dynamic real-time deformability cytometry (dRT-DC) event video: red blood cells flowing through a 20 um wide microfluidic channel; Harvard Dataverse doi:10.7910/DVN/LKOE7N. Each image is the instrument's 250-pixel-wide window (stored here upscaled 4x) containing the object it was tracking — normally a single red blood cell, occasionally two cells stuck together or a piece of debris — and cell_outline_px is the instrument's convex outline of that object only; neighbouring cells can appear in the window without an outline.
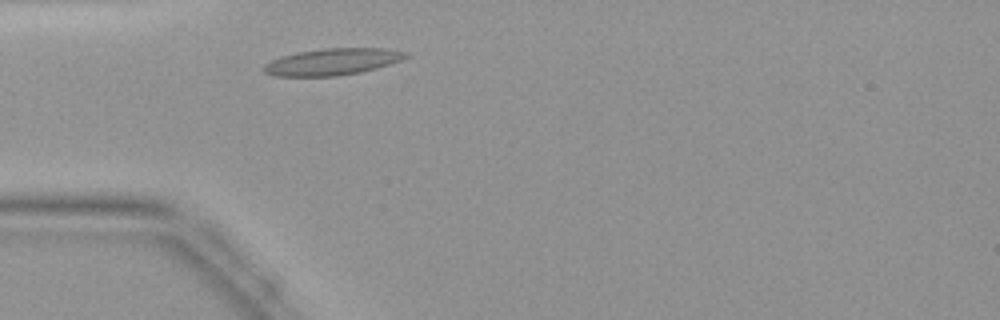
{"species": "common noctule bat (a hibernating species)", "species_latin": "Nyctalus noctula", "temperature_condition": "warm", "stored_images_in_passage": 32, "camera_frame_rate_fps": 3000, "um_per_image_px": 0.085, "animal": {"sex": "female", "body_mass_g": 19.9}, "frame": {"image": 1, "passage_image": 1, "time_ms": 0.0, "image_size_px": [1000, 320], "cell_outline_px": [[408, 56], [400, 60], [376, 68], [360, 72], [336, 76], [276, 76], [264, 72], [264, 64], [280, 56], [296, 52], [324, 48], [384, 48], [408, 52]], "centroid_in_image_um": [28.23, 5.24], "position_along_channel_um": 56.8, "area_um2": 21.96}}
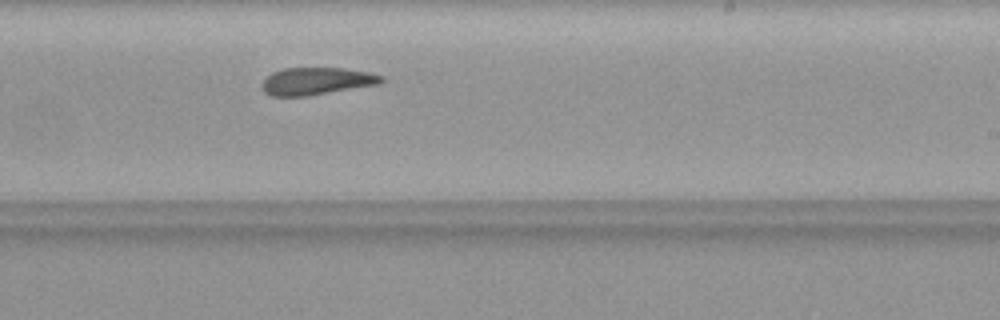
{"frame": {"image": 2, "passage_image": 15, "time_ms": 4.667, "image_size_px": [1000, 320], "cell_outline_px": [[384, 80], [380, 84], [308, 96], [268, 96], [264, 92], [260, 84], [272, 72], [284, 68], [344, 68], [368, 72], [384, 76]], "centroid_in_image_um": [26.9, 6.9], "position_along_channel_um": 262.1, "area_um2": 19.19}}
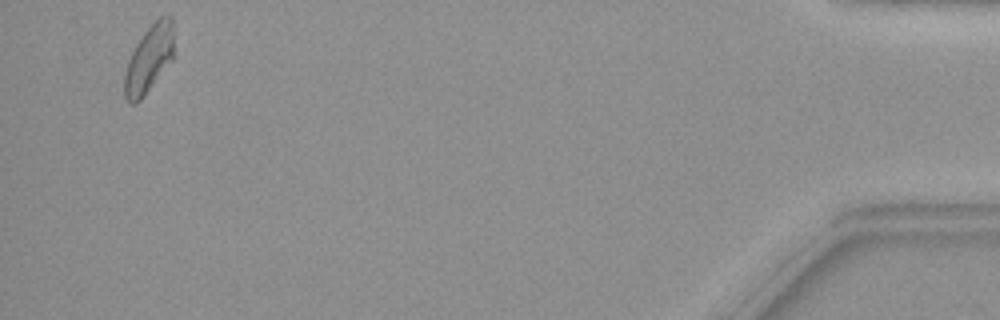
{"frame": {"image": 3, "passage_image": 31, "time_ms": 10.0, "image_size_px": [1000, 320], "cell_outline_px": [[172, 60], [144, 96], [136, 104], [132, 104], [124, 96], [124, 72], [128, 60], [136, 44], [144, 32], [160, 16], [172, 16]], "centroid_in_image_um": [12.63, 5.04], "position_along_channel_um": 422.6, "area_um2": 19.07}}